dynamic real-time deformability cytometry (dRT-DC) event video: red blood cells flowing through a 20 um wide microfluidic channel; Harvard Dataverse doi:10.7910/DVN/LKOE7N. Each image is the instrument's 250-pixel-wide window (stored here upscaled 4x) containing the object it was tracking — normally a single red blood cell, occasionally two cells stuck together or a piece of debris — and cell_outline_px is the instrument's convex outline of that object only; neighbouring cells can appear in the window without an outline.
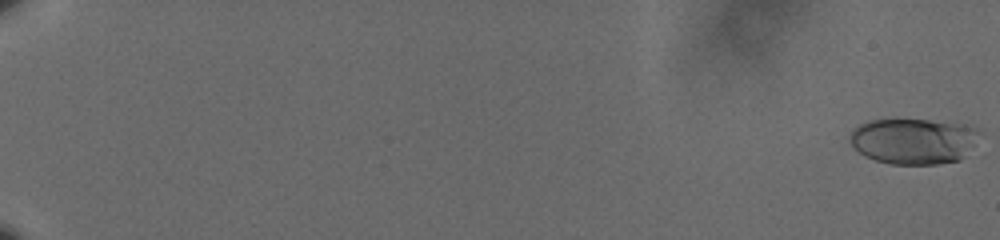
{"species": "human", "species_latin": "Homo sapiens", "temperature_condition": "cold", "stored_images_in_passage": 62, "camera_frame_rate_fps": 3000, "um_per_image_px": 0.085, "donor": {"sex": "male"}, "frame": {"image": 1, "passage_image": 1, "time_ms": 0.0, "image_size_px": [1000, 240], "cell_outline_px": [[980, 132], [964, 156], [960, 160], [936, 164], [892, 164], [876, 160], [864, 156], [852, 144], [848, 136], [860, 124], [872, 120], [928, 120], [964, 124], [976, 128]], "centroid_in_image_um": [77.64, 11.99], "position_along_channel_um": 7.4, "area_um2": 34.1}}
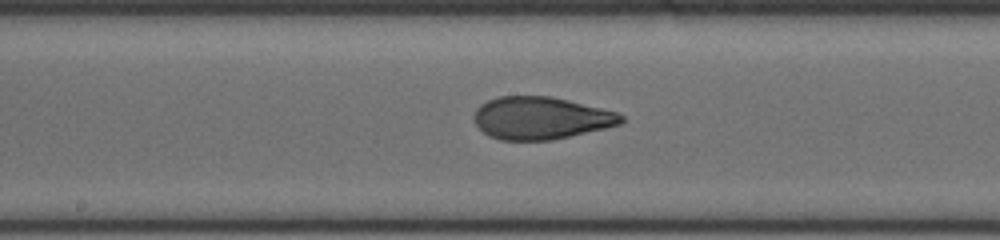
{"frame": {"image": 2, "passage_image": 37, "time_ms": 12.0, "image_size_px": [1000, 240], "cell_outline_px": [[624, 120], [620, 124], [604, 128], [552, 140], [500, 140], [488, 136], [476, 124], [472, 116], [476, 108], [480, 104], [496, 96], [552, 96], [620, 112], [624, 116]], "centroid_in_image_um": [45.96, 10.02], "position_along_channel_um": 202.2, "area_um2": 36.65}}
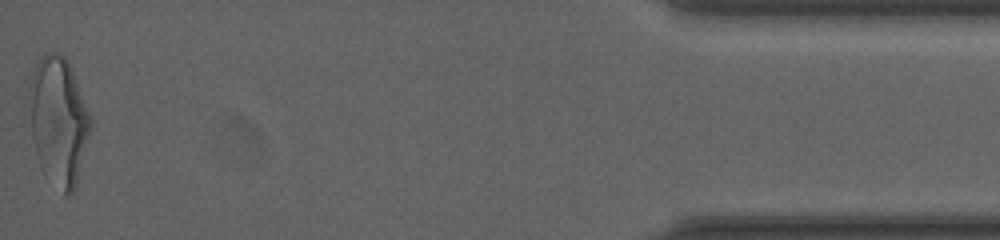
{"frame": {"image": 3, "passage_image": 62, "time_ms": 20.333, "image_size_px": [1000, 240], "cell_outline_px": [[92, 128], [76, 184], [72, 192], [68, 196], [64, 196], [44, 176], [40, 168], [24, 124], [28, 88], [32, 72], [36, 64], [48, 52], [60, 52], [68, 60], [72, 68], [92, 120]], "centroid_in_image_um": [4.89, 10.31], "position_along_channel_um": 430.3, "area_um2": 47.92}, "authors_computed_cell_mechanics": {"area_um2": 36.3851, "velocity_mm_per_s": 3.6098, "shape_relaxation_time_tau1_ms": 4.6269, "shape_relaxation_time_tau2_ms": 1.0722, "deformation_change_tau1": 0.1857, "deformation_change_tau2": 0.0638}}